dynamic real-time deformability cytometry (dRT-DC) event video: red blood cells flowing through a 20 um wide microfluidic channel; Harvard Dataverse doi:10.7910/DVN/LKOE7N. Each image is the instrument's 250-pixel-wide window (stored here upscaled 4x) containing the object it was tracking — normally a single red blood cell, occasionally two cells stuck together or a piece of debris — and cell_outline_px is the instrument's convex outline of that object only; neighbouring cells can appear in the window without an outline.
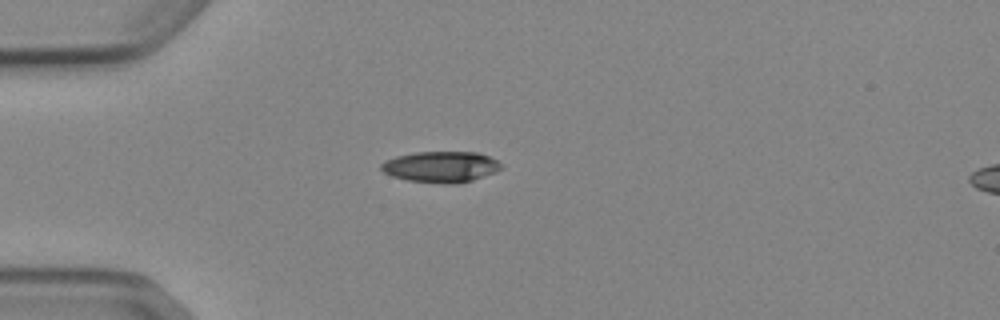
{"species": "Egyptian fruit bat (a non-hibernating species)", "species_latin": "Rousettus aegyptiacus", "temperature_condition": "cold", "stored_images_in_passage": 39, "camera_frame_rate_fps": 3000, "um_per_image_px": 0.085, "animal": {"sex": "female"}, "frame": {"image": 1, "passage_image": 1, "time_ms": 0.0, "image_size_px": [1000, 320], "cell_outline_px": [[504, 168], [496, 172], [472, 180], [452, 184], [444, 184], [408, 180], [392, 176], [384, 172], [380, 168], [380, 164], [396, 156], [416, 152], [476, 152], [488, 156], [496, 160]], "centroid_in_image_um": [37.49, 14.18], "position_along_channel_um": 47.5, "area_um2": 21.56}}
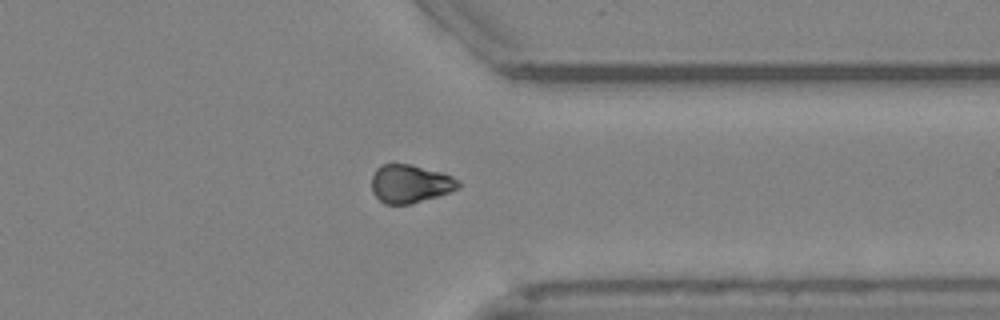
{"frame": {"image": 2, "passage_image": 28, "time_ms": 9.0, "image_size_px": [1000, 320], "cell_outline_px": [[460, 188], [440, 196], [412, 204], [384, 204], [372, 192], [372, 176], [376, 168], [380, 164], [392, 160], [412, 164], [444, 172], [460, 180]], "centroid_in_image_um": [34.87, 15.57], "position_along_channel_um": 376.5, "area_um2": 20.23}}
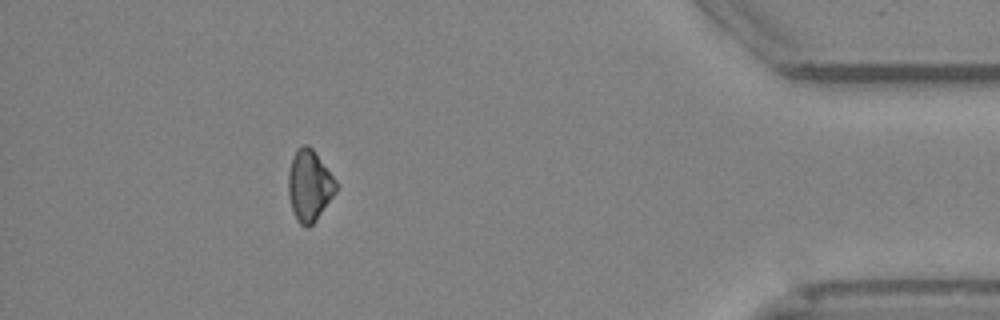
{"frame": {"image": 3, "passage_image": 34, "time_ms": 11.0, "image_size_px": [1000, 320], "cell_outline_px": [[336, 192], [316, 220], [308, 228], [300, 224], [296, 220], [288, 196], [288, 172], [292, 156], [296, 148], [304, 144], [308, 144], [312, 148], [336, 180]], "centroid_in_image_um": [26.27, 15.76], "position_along_channel_um": 408.9, "area_um2": 19.83}, "authors_computed_cell_mechanics": {"area_um2": 21.0392, "velocity_mm_per_s": 3.8939, "shape_relaxation_time_tau1_ms": 3.2815, "shape_relaxation_time_tau2_ms": null, "deformation_change_tau1": 0.0834, "deformation_change_tau2": null}}